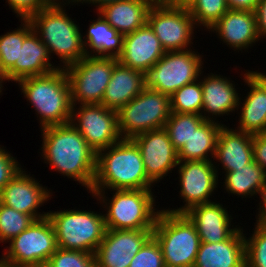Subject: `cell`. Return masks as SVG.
Returning a JSON list of instances; mask_svg holds the SVG:
<instances>
[{"mask_svg":"<svg viewBox=\"0 0 266 267\" xmlns=\"http://www.w3.org/2000/svg\"><path fill=\"white\" fill-rule=\"evenodd\" d=\"M41 156L64 177L73 178L90 193L95 179L97 153L70 123L41 129Z\"/></svg>","mask_w":266,"mask_h":267,"instance_id":"1","label":"cell"},{"mask_svg":"<svg viewBox=\"0 0 266 267\" xmlns=\"http://www.w3.org/2000/svg\"><path fill=\"white\" fill-rule=\"evenodd\" d=\"M142 154L132 139H121L97 153L96 173L91 191L152 189Z\"/></svg>","mask_w":266,"mask_h":267,"instance_id":"2","label":"cell"},{"mask_svg":"<svg viewBox=\"0 0 266 267\" xmlns=\"http://www.w3.org/2000/svg\"><path fill=\"white\" fill-rule=\"evenodd\" d=\"M21 94L34 108L40 128L70 123L72 102L65 69L19 80Z\"/></svg>","mask_w":266,"mask_h":267,"instance_id":"3","label":"cell"},{"mask_svg":"<svg viewBox=\"0 0 266 267\" xmlns=\"http://www.w3.org/2000/svg\"><path fill=\"white\" fill-rule=\"evenodd\" d=\"M113 191L110 199L107 191H91L106 213V229L114 230H153L161 209L157 210L152 189H123ZM155 197V198H154ZM108 201V202H107Z\"/></svg>","mask_w":266,"mask_h":267,"instance_id":"4","label":"cell"},{"mask_svg":"<svg viewBox=\"0 0 266 267\" xmlns=\"http://www.w3.org/2000/svg\"><path fill=\"white\" fill-rule=\"evenodd\" d=\"M65 8V6L45 7L28 19L33 31L47 46L49 55L53 53L58 59L60 58L61 65H58L61 69L79 62L86 56L82 30L76 21L67 15Z\"/></svg>","mask_w":266,"mask_h":267,"instance_id":"5","label":"cell"},{"mask_svg":"<svg viewBox=\"0 0 266 267\" xmlns=\"http://www.w3.org/2000/svg\"><path fill=\"white\" fill-rule=\"evenodd\" d=\"M153 236L161 246L165 267H193L201 244L195 225L185 214L161 210Z\"/></svg>","mask_w":266,"mask_h":267,"instance_id":"6","label":"cell"},{"mask_svg":"<svg viewBox=\"0 0 266 267\" xmlns=\"http://www.w3.org/2000/svg\"><path fill=\"white\" fill-rule=\"evenodd\" d=\"M59 248L95 254L104 238V215L81 209L49 211Z\"/></svg>","mask_w":266,"mask_h":267,"instance_id":"7","label":"cell"},{"mask_svg":"<svg viewBox=\"0 0 266 267\" xmlns=\"http://www.w3.org/2000/svg\"><path fill=\"white\" fill-rule=\"evenodd\" d=\"M170 96L146 87L117 111L122 139H133L151 130L162 129L171 116Z\"/></svg>","mask_w":266,"mask_h":267,"instance_id":"8","label":"cell"},{"mask_svg":"<svg viewBox=\"0 0 266 267\" xmlns=\"http://www.w3.org/2000/svg\"><path fill=\"white\" fill-rule=\"evenodd\" d=\"M9 244L1 257L18 267H44L58 248L55 230L48 217L35 220Z\"/></svg>","mask_w":266,"mask_h":267,"instance_id":"9","label":"cell"},{"mask_svg":"<svg viewBox=\"0 0 266 267\" xmlns=\"http://www.w3.org/2000/svg\"><path fill=\"white\" fill-rule=\"evenodd\" d=\"M117 58L85 56L65 68L73 105L101 104Z\"/></svg>","mask_w":266,"mask_h":267,"instance_id":"10","label":"cell"},{"mask_svg":"<svg viewBox=\"0 0 266 267\" xmlns=\"http://www.w3.org/2000/svg\"><path fill=\"white\" fill-rule=\"evenodd\" d=\"M202 57L192 48L166 52L146 74L147 87L171 96L184 85L199 79L203 69Z\"/></svg>","mask_w":266,"mask_h":267,"instance_id":"11","label":"cell"},{"mask_svg":"<svg viewBox=\"0 0 266 267\" xmlns=\"http://www.w3.org/2000/svg\"><path fill=\"white\" fill-rule=\"evenodd\" d=\"M147 24L160 40L165 52L191 49L197 27L187 8H172L154 2L147 14Z\"/></svg>","mask_w":266,"mask_h":267,"instance_id":"12","label":"cell"},{"mask_svg":"<svg viewBox=\"0 0 266 267\" xmlns=\"http://www.w3.org/2000/svg\"><path fill=\"white\" fill-rule=\"evenodd\" d=\"M214 165L213 161H179L178 162V174L180 185V197L183 199V206L177 209H164L167 212L175 214H184L190 208L213 202L210 199L214 190L218 188V168Z\"/></svg>","mask_w":266,"mask_h":267,"instance_id":"13","label":"cell"},{"mask_svg":"<svg viewBox=\"0 0 266 267\" xmlns=\"http://www.w3.org/2000/svg\"><path fill=\"white\" fill-rule=\"evenodd\" d=\"M70 122L96 153L122 139L117 111L102 104H80L78 108L73 105Z\"/></svg>","mask_w":266,"mask_h":267,"instance_id":"14","label":"cell"},{"mask_svg":"<svg viewBox=\"0 0 266 267\" xmlns=\"http://www.w3.org/2000/svg\"><path fill=\"white\" fill-rule=\"evenodd\" d=\"M139 147L147 177L155 184L178 166V154L167 131L151 130L132 139Z\"/></svg>","mask_w":266,"mask_h":267,"instance_id":"15","label":"cell"},{"mask_svg":"<svg viewBox=\"0 0 266 267\" xmlns=\"http://www.w3.org/2000/svg\"><path fill=\"white\" fill-rule=\"evenodd\" d=\"M24 170V171H23ZM21 168L0 191V203L32 216L35 220L48 217V212H38L40 206L52 198V190L43 187L31 174Z\"/></svg>","mask_w":266,"mask_h":267,"instance_id":"16","label":"cell"},{"mask_svg":"<svg viewBox=\"0 0 266 267\" xmlns=\"http://www.w3.org/2000/svg\"><path fill=\"white\" fill-rule=\"evenodd\" d=\"M153 230L107 229L95 252L97 267H129Z\"/></svg>","mask_w":266,"mask_h":267,"instance_id":"17","label":"cell"},{"mask_svg":"<svg viewBox=\"0 0 266 267\" xmlns=\"http://www.w3.org/2000/svg\"><path fill=\"white\" fill-rule=\"evenodd\" d=\"M165 53L160 40L146 23L125 35L123 51L117 59L121 64L147 74Z\"/></svg>","mask_w":266,"mask_h":267,"instance_id":"18","label":"cell"},{"mask_svg":"<svg viewBox=\"0 0 266 267\" xmlns=\"http://www.w3.org/2000/svg\"><path fill=\"white\" fill-rule=\"evenodd\" d=\"M184 214L195 225L204 243L223 242L239 228L231 223L233 218L227 208L217 201L196 205Z\"/></svg>","mask_w":266,"mask_h":267,"instance_id":"19","label":"cell"},{"mask_svg":"<svg viewBox=\"0 0 266 267\" xmlns=\"http://www.w3.org/2000/svg\"><path fill=\"white\" fill-rule=\"evenodd\" d=\"M234 51L253 47L261 40L254 11L229 9L209 30Z\"/></svg>","mask_w":266,"mask_h":267,"instance_id":"20","label":"cell"},{"mask_svg":"<svg viewBox=\"0 0 266 267\" xmlns=\"http://www.w3.org/2000/svg\"><path fill=\"white\" fill-rule=\"evenodd\" d=\"M203 72L201 71L199 76L203 90L201 116L205 120L216 121L217 117L231 115L230 113H235V110L238 112L240 96L237 93L234 81H230V78L223 77L220 74H213L212 72L210 75L207 74L208 76H203Z\"/></svg>","mask_w":266,"mask_h":267,"instance_id":"21","label":"cell"},{"mask_svg":"<svg viewBox=\"0 0 266 267\" xmlns=\"http://www.w3.org/2000/svg\"><path fill=\"white\" fill-rule=\"evenodd\" d=\"M51 58L47 46L32 31L24 39L22 47H20L19 63H15L3 75L4 80L17 83L24 78L42 76L56 71L59 66L51 63Z\"/></svg>","mask_w":266,"mask_h":267,"instance_id":"22","label":"cell"},{"mask_svg":"<svg viewBox=\"0 0 266 267\" xmlns=\"http://www.w3.org/2000/svg\"><path fill=\"white\" fill-rule=\"evenodd\" d=\"M239 228L225 241L201 242L193 267H246L245 235Z\"/></svg>","mask_w":266,"mask_h":267,"instance_id":"23","label":"cell"},{"mask_svg":"<svg viewBox=\"0 0 266 267\" xmlns=\"http://www.w3.org/2000/svg\"><path fill=\"white\" fill-rule=\"evenodd\" d=\"M247 71L242 75L250 91L247 92L244 100L242 99L243 103L239 97L237 109H240V116L236 128L252 135L266 133V87L250 70Z\"/></svg>","mask_w":266,"mask_h":267,"instance_id":"24","label":"cell"},{"mask_svg":"<svg viewBox=\"0 0 266 267\" xmlns=\"http://www.w3.org/2000/svg\"><path fill=\"white\" fill-rule=\"evenodd\" d=\"M213 163H221L222 173L235 171L253 160L252 134L223 125L219 131Z\"/></svg>","mask_w":266,"mask_h":267,"instance_id":"25","label":"cell"},{"mask_svg":"<svg viewBox=\"0 0 266 267\" xmlns=\"http://www.w3.org/2000/svg\"><path fill=\"white\" fill-rule=\"evenodd\" d=\"M146 87V74L117 62L101 104L118 111Z\"/></svg>","mask_w":266,"mask_h":267,"instance_id":"26","label":"cell"},{"mask_svg":"<svg viewBox=\"0 0 266 267\" xmlns=\"http://www.w3.org/2000/svg\"><path fill=\"white\" fill-rule=\"evenodd\" d=\"M154 0H121L107 4L98 13L119 33L129 34L147 23Z\"/></svg>","mask_w":266,"mask_h":267,"instance_id":"27","label":"cell"},{"mask_svg":"<svg viewBox=\"0 0 266 267\" xmlns=\"http://www.w3.org/2000/svg\"><path fill=\"white\" fill-rule=\"evenodd\" d=\"M82 35L85 55L118 58L123 51L124 34L115 30L99 13Z\"/></svg>","mask_w":266,"mask_h":267,"instance_id":"28","label":"cell"},{"mask_svg":"<svg viewBox=\"0 0 266 267\" xmlns=\"http://www.w3.org/2000/svg\"><path fill=\"white\" fill-rule=\"evenodd\" d=\"M224 189L228 194L243 198H252L259 194V198L266 195L265 170L254 160L235 171L223 173Z\"/></svg>","mask_w":266,"mask_h":267,"instance_id":"29","label":"cell"},{"mask_svg":"<svg viewBox=\"0 0 266 267\" xmlns=\"http://www.w3.org/2000/svg\"><path fill=\"white\" fill-rule=\"evenodd\" d=\"M223 125L218 120H205L177 152L178 161H212V158L214 161L218 134Z\"/></svg>","mask_w":266,"mask_h":267,"instance_id":"30","label":"cell"},{"mask_svg":"<svg viewBox=\"0 0 266 267\" xmlns=\"http://www.w3.org/2000/svg\"><path fill=\"white\" fill-rule=\"evenodd\" d=\"M32 31L31 22L28 19H21L19 28L0 36V72L3 75L15 63H19L20 47Z\"/></svg>","mask_w":266,"mask_h":267,"instance_id":"31","label":"cell"},{"mask_svg":"<svg viewBox=\"0 0 266 267\" xmlns=\"http://www.w3.org/2000/svg\"><path fill=\"white\" fill-rule=\"evenodd\" d=\"M204 121L205 119L199 114L171 113L164 129L167 131L169 139L177 152Z\"/></svg>","mask_w":266,"mask_h":267,"instance_id":"32","label":"cell"},{"mask_svg":"<svg viewBox=\"0 0 266 267\" xmlns=\"http://www.w3.org/2000/svg\"><path fill=\"white\" fill-rule=\"evenodd\" d=\"M203 90L200 79L184 85L170 96L171 111L201 115Z\"/></svg>","mask_w":266,"mask_h":267,"instance_id":"33","label":"cell"},{"mask_svg":"<svg viewBox=\"0 0 266 267\" xmlns=\"http://www.w3.org/2000/svg\"><path fill=\"white\" fill-rule=\"evenodd\" d=\"M226 0H195L188 8L197 27L208 31L227 11Z\"/></svg>","mask_w":266,"mask_h":267,"instance_id":"34","label":"cell"},{"mask_svg":"<svg viewBox=\"0 0 266 267\" xmlns=\"http://www.w3.org/2000/svg\"><path fill=\"white\" fill-rule=\"evenodd\" d=\"M35 219L0 203V243H7L27 229Z\"/></svg>","mask_w":266,"mask_h":267,"instance_id":"35","label":"cell"},{"mask_svg":"<svg viewBox=\"0 0 266 267\" xmlns=\"http://www.w3.org/2000/svg\"><path fill=\"white\" fill-rule=\"evenodd\" d=\"M44 267H97L95 255L88 252L57 248Z\"/></svg>","mask_w":266,"mask_h":267,"instance_id":"36","label":"cell"},{"mask_svg":"<svg viewBox=\"0 0 266 267\" xmlns=\"http://www.w3.org/2000/svg\"><path fill=\"white\" fill-rule=\"evenodd\" d=\"M253 230L251 237L245 236L246 267H266V232Z\"/></svg>","mask_w":266,"mask_h":267,"instance_id":"37","label":"cell"},{"mask_svg":"<svg viewBox=\"0 0 266 267\" xmlns=\"http://www.w3.org/2000/svg\"><path fill=\"white\" fill-rule=\"evenodd\" d=\"M129 267H165L161 246L153 235L136 253Z\"/></svg>","mask_w":266,"mask_h":267,"instance_id":"38","label":"cell"},{"mask_svg":"<svg viewBox=\"0 0 266 267\" xmlns=\"http://www.w3.org/2000/svg\"><path fill=\"white\" fill-rule=\"evenodd\" d=\"M21 168L16 157H13L7 149H4V146L0 145V191Z\"/></svg>","mask_w":266,"mask_h":267,"instance_id":"39","label":"cell"},{"mask_svg":"<svg viewBox=\"0 0 266 267\" xmlns=\"http://www.w3.org/2000/svg\"><path fill=\"white\" fill-rule=\"evenodd\" d=\"M9 9L13 10L20 19H29L32 15L38 13L47 7L42 0H6Z\"/></svg>","mask_w":266,"mask_h":267,"instance_id":"40","label":"cell"},{"mask_svg":"<svg viewBox=\"0 0 266 267\" xmlns=\"http://www.w3.org/2000/svg\"><path fill=\"white\" fill-rule=\"evenodd\" d=\"M253 160L266 173V133L252 135Z\"/></svg>","mask_w":266,"mask_h":267,"instance_id":"41","label":"cell"},{"mask_svg":"<svg viewBox=\"0 0 266 267\" xmlns=\"http://www.w3.org/2000/svg\"><path fill=\"white\" fill-rule=\"evenodd\" d=\"M257 31L260 38L266 37V0H260L255 9Z\"/></svg>","mask_w":266,"mask_h":267,"instance_id":"42","label":"cell"},{"mask_svg":"<svg viewBox=\"0 0 266 267\" xmlns=\"http://www.w3.org/2000/svg\"><path fill=\"white\" fill-rule=\"evenodd\" d=\"M229 9L255 11L260 0H226Z\"/></svg>","mask_w":266,"mask_h":267,"instance_id":"43","label":"cell"},{"mask_svg":"<svg viewBox=\"0 0 266 267\" xmlns=\"http://www.w3.org/2000/svg\"><path fill=\"white\" fill-rule=\"evenodd\" d=\"M259 202V209L256 215V228L266 232V195L261 196Z\"/></svg>","mask_w":266,"mask_h":267,"instance_id":"44","label":"cell"},{"mask_svg":"<svg viewBox=\"0 0 266 267\" xmlns=\"http://www.w3.org/2000/svg\"><path fill=\"white\" fill-rule=\"evenodd\" d=\"M195 0H158L160 4H163L172 8H189Z\"/></svg>","mask_w":266,"mask_h":267,"instance_id":"45","label":"cell"},{"mask_svg":"<svg viewBox=\"0 0 266 267\" xmlns=\"http://www.w3.org/2000/svg\"><path fill=\"white\" fill-rule=\"evenodd\" d=\"M43 3L47 6V7H56V6H69L70 3L71 4H76L78 5V3H82L83 0H42Z\"/></svg>","mask_w":266,"mask_h":267,"instance_id":"46","label":"cell"},{"mask_svg":"<svg viewBox=\"0 0 266 267\" xmlns=\"http://www.w3.org/2000/svg\"><path fill=\"white\" fill-rule=\"evenodd\" d=\"M118 1H121V0H83L82 4H84V3L91 4L92 3L91 5L94 4L96 6L97 11H98L101 7H103L107 4H110V3L118 2Z\"/></svg>","mask_w":266,"mask_h":267,"instance_id":"47","label":"cell"},{"mask_svg":"<svg viewBox=\"0 0 266 267\" xmlns=\"http://www.w3.org/2000/svg\"><path fill=\"white\" fill-rule=\"evenodd\" d=\"M251 73L266 87V74L261 72L251 71Z\"/></svg>","mask_w":266,"mask_h":267,"instance_id":"48","label":"cell"},{"mask_svg":"<svg viewBox=\"0 0 266 267\" xmlns=\"http://www.w3.org/2000/svg\"><path fill=\"white\" fill-rule=\"evenodd\" d=\"M0 267H18L15 264L5 261L2 257L0 258Z\"/></svg>","mask_w":266,"mask_h":267,"instance_id":"49","label":"cell"},{"mask_svg":"<svg viewBox=\"0 0 266 267\" xmlns=\"http://www.w3.org/2000/svg\"><path fill=\"white\" fill-rule=\"evenodd\" d=\"M5 82L3 74L0 72V94L2 93L3 83Z\"/></svg>","mask_w":266,"mask_h":267,"instance_id":"50","label":"cell"}]
</instances>
